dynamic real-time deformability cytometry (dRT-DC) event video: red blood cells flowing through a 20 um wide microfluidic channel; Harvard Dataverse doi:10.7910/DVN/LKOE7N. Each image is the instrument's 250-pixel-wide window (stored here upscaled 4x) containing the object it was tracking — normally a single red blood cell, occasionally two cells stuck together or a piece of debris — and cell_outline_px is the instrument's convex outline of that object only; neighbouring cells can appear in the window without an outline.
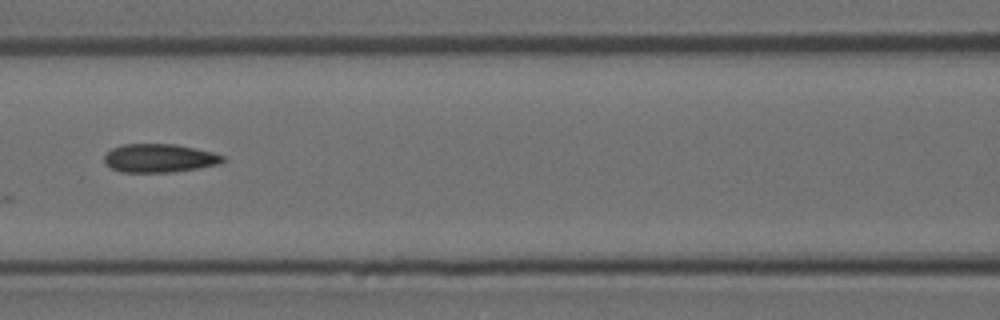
{"species": "Egyptian fruit bat (a non-hibernating species)", "species_latin": "Rousettus aegyptiacus", "temperature_condition": "room temperature", "stored_images_in_passage": 7, "camera_frame_rate_fps": 3000, "um_per_image_px": 0.085, "animal": {"sex": "female"}, "frame": {"image": 1, "passage_image": 3, "time_ms": 0.667, "image_size_px": [1000, 320], "cell_outline_px": [[224, 160], [220, 164], [176, 172], [124, 172], [112, 168], [104, 160], [104, 156], [112, 148], [124, 144], [176, 144], [212, 152], [224, 156]], "centroid_in_image_um": [13.57, 13.44], "position_along_channel_um": 153.0, "area_um2": 19.54}}
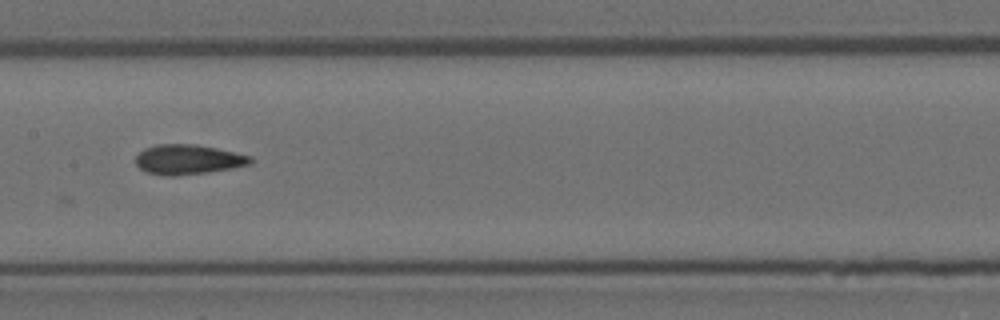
{"frame": {"image": 2, "passage_image": 4, "time_ms": 1.0, "image_size_px": [1000, 320], "cell_outline_px": [[252, 164], [232, 168], [208, 172], [176, 176], [164, 176], [148, 172], [140, 168], [136, 164], [136, 156], [144, 148], [156, 144], [196, 144], [236, 152], [252, 156]], "centroid_in_image_um": [16.0, 13.55], "position_along_channel_um": 191.4, "area_um2": 20.06}}
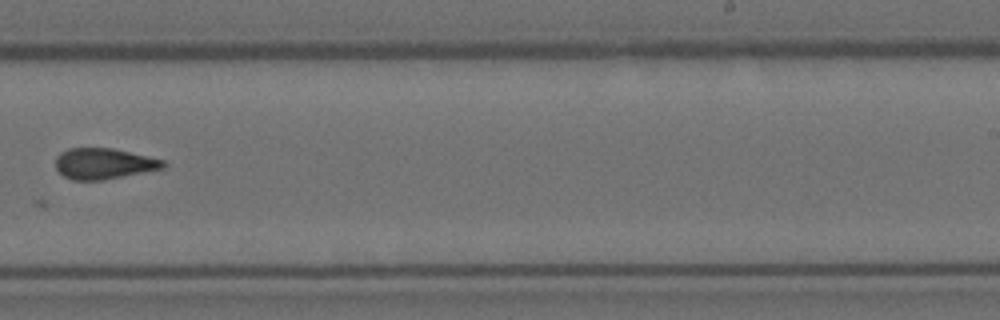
{"frame": {"image": 3, "passage_image": 6, "time_ms": 1.667, "image_size_px": [1000, 320], "cell_outline_px": [[168, 164], [164, 168], [100, 180], [72, 180], [64, 176], [56, 168], [56, 156], [60, 152], [68, 148], [112, 148], [164, 160]], "centroid_in_image_um": [8.8, 13.9], "position_along_channel_um": 280.2, "area_um2": 19.19}}